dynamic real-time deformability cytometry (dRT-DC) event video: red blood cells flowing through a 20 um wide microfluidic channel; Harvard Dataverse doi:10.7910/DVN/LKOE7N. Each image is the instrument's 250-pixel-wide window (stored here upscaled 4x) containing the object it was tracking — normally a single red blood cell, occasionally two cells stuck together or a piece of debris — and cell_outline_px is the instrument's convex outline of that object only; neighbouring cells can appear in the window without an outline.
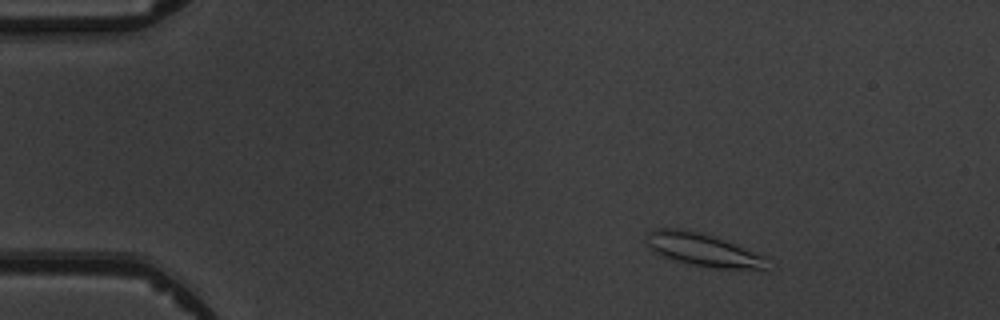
{"species": "common noctule bat (a hibernating species)", "species_latin": "Nyctalus noctula", "temperature_condition": "warm", "stored_images_in_passage": 6, "camera_frame_rate_fps": 3000, "um_per_image_px": 0.085, "animal": {"sex": "male", "body_mass_g": 19.5, "forearm_length_mm": 54.6}, "frame": {"image": 1, "passage_image": 2, "time_ms": 1.333, "image_size_px": [1000, 320], "cell_outline_px": [[764, 268], [716, 268], [692, 264], [676, 260], [652, 252], [648, 244], [648, 232], [652, 228], [676, 228], [700, 232], [724, 240], [764, 256]], "centroid_in_image_um": [59.64, 21.2], "position_along_channel_um": 25.4, "area_um2": 22.25}}
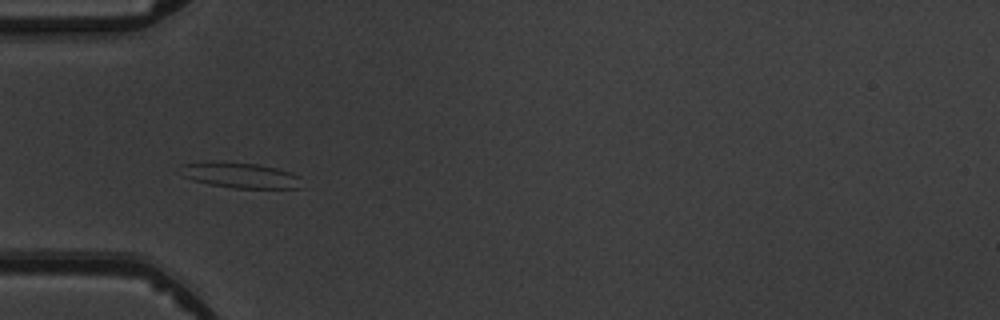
{"frame": {"image": 2, "passage_image": 4, "time_ms": 4.333, "image_size_px": [1000, 320], "cell_outline_px": [[304, 188], [232, 188], [208, 184], [192, 180], [184, 176], [180, 164], [204, 160], [228, 160], [260, 164], [292, 172], [300, 176]], "centroid_in_image_um": [20.42, 14.86], "position_along_channel_um": 64.6, "area_um2": 18.84}}
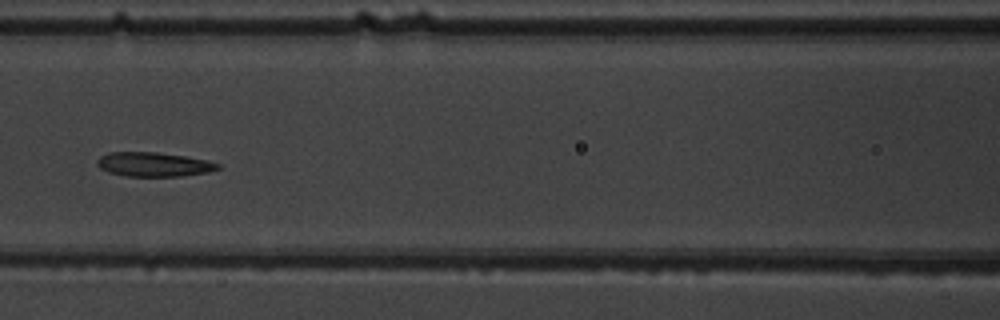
{"frame": {"image": 3, "passage_image": 6, "time_ms": 6.667, "image_size_px": [1000, 320], "cell_outline_px": [[220, 168], [208, 172], [184, 176], [124, 176], [108, 172], [100, 168], [96, 164], [96, 160], [100, 156], [108, 152], [156, 152], [184, 156], [208, 160], [220, 164]], "centroid_in_image_um": [13.05, 13.97], "position_along_channel_um": 153.6, "area_um2": 17.17}}